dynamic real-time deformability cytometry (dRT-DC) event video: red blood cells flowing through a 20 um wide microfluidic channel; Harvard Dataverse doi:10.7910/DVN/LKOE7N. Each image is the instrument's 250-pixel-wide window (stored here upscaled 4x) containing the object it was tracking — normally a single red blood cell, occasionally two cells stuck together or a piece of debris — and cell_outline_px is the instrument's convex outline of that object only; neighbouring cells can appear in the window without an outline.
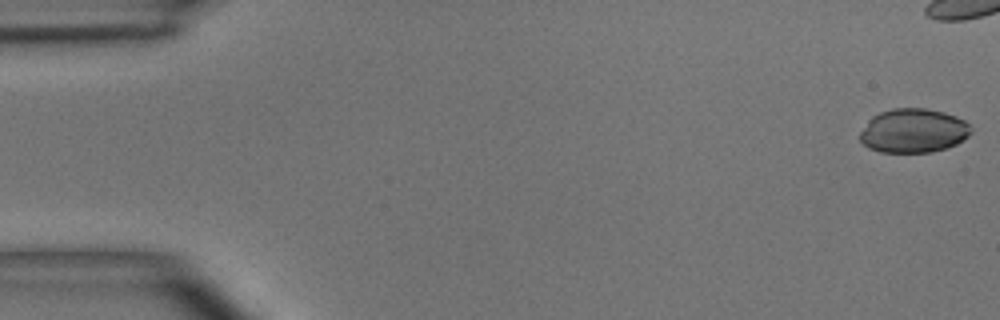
{"species": "common noctule bat (a hibernating species)", "species_latin": "Nyctalus noctula", "temperature_condition": "room temperature", "stored_images_in_passage": 3, "camera_frame_rate_fps": 3000, "um_per_image_px": 0.085, "animal": {"sex": "male", "body_mass_g": 15.6}, "frame": {"image": 1, "passage_image": 1, "time_ms": 0.0, "image_size_px": [1000, 320], "cell_outline_px": [[972, 132], [968, 136], [956, 144], [948, 148], [932, 152], [880, 152], [868, 148], [860, 140], [860, 132], [868, 120], [872, 116], [880, 112], [892, 108], [924, 108], [944, 112], [956, 116], [964, 120], [972, 128]], "centroid_in_image_um": [77.64, 11.11], "position_along_channel_um": 7.4, "area_um2": 28.67}}